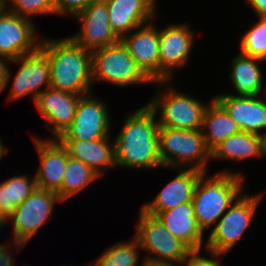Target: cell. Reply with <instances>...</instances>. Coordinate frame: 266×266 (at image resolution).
Instances as JSON below:
<instances>
[{"label": "cell", "instance_id": "25", "mask_svg": "<svg viewBox=\"0 0 266 266\" xmlns=\"http://www.w3.org/2000/svg\"><path fill=\"white\" fill-rule=\"evenodd\" d=\"M201 131L206 147L212 152L222 141L241 130L225 108L212 97L203 115Z\"/></svg>", "mask_w": 266, "mask_h": 266}, {"label": "cell", "instance_id": "21", "mask_svg": "<svg viewBox=\"0 0 266 266\" xmlns=\"http://www.w3.org/2000/svg\"><path fill=\"white\" fill-rule=\"evenodd\" d=\"M111 137L96 140H59L70 158L87 164L101 178L110 169H116L115 143Z\"/></svg>", "mask_w": 266, "mask_h": 266}, {"label": "cell", "instance_id": "17", "mask_svg": "<svg viewBox=\"0 0 266 266\" xmlns=\"http://www.w3.org/2000/svg\"><path fill=\"white\" fill-rule=\"evenodd\" d=\"M156 21L135 28L120 40L141 70L153 81H159V28Z\"/></svg>", "mask_w": 266, "mask_h": 266}, {"label": "cell", "instance_id": "6", "mask_svg": "<svg viewBox=\"0 0 266 266\" xmlns=\"http://www.w3.org/2000/svg\"><path fill=\"white\" fill-rule=\"evenodd\" d=\"M266 191L242 193L219 218L206 238L204 249L226 256L251 226Z\"/></svg>", "mask_w": 266, "mask_h": 266}, {"label": "cell", "instance_id": "39", "mask_svg": "<svg viewBox=\"0 0 266 266\" xmlns=\"http://www.w3.org/2000/svg\"><path fill=\"white\" fill-rule=\"evenodd\" d=\"M3 140L0 138V150H9L7 146L2 142Z\"/></svg>", "mask_w": 266, "mask_h": 266}, {"label": "cell", "instance_id": "34", "mask_svg": "<svg viewBox=\"0 0 266 266\" xmlns=\"http://www.w3.org/2000/svg\"><path fill=\"white\" fill-rule=\"evenodd\" d=\"M9 64L10 60L0 55V93H2L4 90L6 91V88L12 79L10 70L11 66Z\"/></svg>", "mask_w": 266, "mask_h": 266}, {"label": "cell", "instance_id": "32", "mask_svg": "<svg viewBox=\"0 0 266 266\" xmlns=\"http://www.w3.org/2000/svg\"><path fill=\"white\" fill-rule=\"evenodd\" d=\"M96 0H52L55 15L74 17Z\"/></svg>", "mask_w": 266, "mask_h": 266}, {"label": "cell", "instance_id": "9", "mask_svg": "<svg viewBox=\"0 0 266 266\" xmlns=\"http://www.w3.org/2000/svg\"><path fill=\"white\" fill-rule=\"evenodd\" d=\"M60 202L62 203L56 192L36 187L7 218V222L11 223L13 228L11 239L27 245L35 237L34 235L41 231L40 228L52 218L55 206Z\"/></svg>", "mask_w": 266, "mask_h": 266}, {"label": "cell", "instance_id": "41", "mask_svg": "<svg viewBox=\"0 0 266 266\" xmlns=\"http://www.w3.org/2000/svg\"><path fill=\"white\" fill-rule=\"evenodd\" d=\"M265 159H266V137H265Z\"/></svg>", "mask_w": 266, "mask_h": 266}, {"label": "cell", "instance_id": "20", "mask_svg": "<svg viewBox=\"0 0 266 266\" xmlns=\"http://www.w3.org/2000/svg\"><path fill=\"white\" fill-rule=\"evenodd\" d=\"M170 169L177 171V175L158 192L152 201L144 202L140 207L148 214L156 216L159 212L192 202L196 184L204 174L202 171L192 168Z\"/></svg>", "mask_w": 266, "mask_h": 266}, {"label": "cell", "instance_id": "1", "mask_svg": "<svg viewBox=\"0 0 266 266\" xmlns=\"http://www.w3.org/2000/svg\"><path fill=\"white\" fill-rule=\"evenodd\" d=\"M157 115L143 105L124 118L114 138L116 168L153 170L163 168L159 157Z\"/></svg>", "mask_w": 266, "mask_h": 266}, {"label": "cell", "instance_id": "24", "mask_svg": "<svg viewBox=\"0 0 266 266\" xmlns=\"http://www.w3.org/2000/svg\"><path fill=\"white\" fill-rule=\"evenodd\" d=\"M253 158H265V138L245 131L229 136L211 152L213 161L239 163Z\"/></svg>", "mask_w": 266, "mask_h": 266}, {"label": "cell", "instance_id": "10", "mask_svg": "<svg viewBox=\"0 0 266 266\" xmlns=\"http://www.w3.org/2000/svg\"><path fill=\"white\" fill-rule=\"evenodd\" d=\"M189 23H172L159 28V81H173L174 73L187 66L195 44Z\"/></svg>", "mask_w": 266, "mask_h": 266}, {"label": "cell", "instance_id": "14", "mask_svg": "<svg viewBox=\"0 0 266 266\" xmlns=\"http://www.w3.org/2000/svg\"><path fill=\"white\" fill-rule=\"evenodd\" d=\"M80 26L78 33L70 38L91 51L117 43L120 39L113 32L104 0L91 2L82 12L72 19Z\"/></svg>", "mask_w": 266, "mask_h": 266}, {"label": "cell", "instance_id": "18", "mask_svg": "<svg viewBox=\"0 0 266 266\" xmlns=\"http://www.w3.org/2000/svg\"><path fill=\"white\" fill-rule=\"evenodd\" d=\"M214 98L225 108L241 131L266 137V100L264 95L235 96L223 92Z\"/></svg>", "mask_w": 266, "mask_h": 266}, {"label": "cell", "instance_id": "40", "mask_svg": "<svg viewBox=\"0 0 266 266\" xmlns=\"http://www.w3.org/2000/svg\"><path fill=\"white\" fill-rule=\"evenodd\" d=\"M9 150H0V162L2 161L1 159H3L2 157H4V155H6Z\"/></svg>", "mask_w": 266, "mask_h": 266}, {"label": "cell", "instance_id": "2", "mask_svg": "<svg viewBox=\"0 0 266 266\" xmlns=\"http://www.w3.org/2000/svg\"><path fill=\"white\" fill-rule=\"evenodd\" d=\"M50 64V87L86 95L92 92V51L75 43L70 37H43L39 47ZM92 85V86H91Z\"/></svg>", "mask_w": 266, "mask_h": 266}, {"label": "cell", "instance_id": "27", "mask_svg": "<svg viewBox=\"0 0 266 266\" xmlns=\"http://www.w3.org/2000/svg\"><path fill=\"white\" fill-rule=\"evenodd\" d=\"M37 187L35 176L13 175L0 182V211L7 218Z\"/></svg>", "mask_w": 266, "mask_h": 266}, {"label": "cell", "instance_id": "30", "mask_svg": "<svg viewBox=\"0 0 266 266\" xmlns=\"http://www.w3.org/2000/svg\"><path fill=\"white\" fill-rule=\"evenodd\" d=\"M6 9L31 20L38 15L56 16L52 0H6Z\"/></svg>", "mask_w": 266, "mask_h": 266}, {"label": "cell", "instance_id": "12", "mask_svg": "<svg viewBox=\"0 0 266 266\" xmlns=\"http://www.w3.org/2000/svg\"><path fill=\"white\" fill-rule=\"evenodd\" d=\"M10 63L19 66V68L13 76V84L7 96L8 101L13 102L32 95L35 102L37 96L50 87L49 59L40 48L32 53L10 60Z\"/></svg>", "mask_w": 266, "mask_h": 266}, {"label": "cell", "instance_id": "15", "mask_svg": "<svg viewBox=\"0 0 266 266\" xmlns=\"http://www.w3.org/2000/svg\"><path fill=\"white\" fill-rule=\"evenodd\" d=\"M81 96L51 87L37 96L34 107L45 119V127L52 132L48 139H58L71 125Z\"/></svg>", "mask_w": 266, "mask_h": 266}, {"label": "cell", "instance_id": "28", "mask_svg": "<svg viewBox=\"0 0 266 266\" xmlns=\"http://www.w3.org/2000/svg\"><path fill=\"white\" fill-rule=\"evenodd\" d=\"M141 246L133 235L129 241H120L111 245L88 266H142L139 265Z\"/></svg>", "mask_w": 266, "mask_h": 266}, {"label": "cell", "instance_id": "7", "mask_svg": "<svg viewBox=\"0 0 266 266\" xmlns=\"http://www.w3.org/2000/svg\"><path fill=\"white\" fill-rule=\"evenodd\" d=\"M91 67L94 84L104 82L118 88L154 84L135 63L121 40L93 50Z\"/></svg>", "mask_w": 266, "mask_h": 266}, {"label": "cell", "instance_id": "11", "mask_svg": "<svg viewBox=\"0 0 266 266\" xmlns=\"http://www.w3.org/2000/svg\"><path fill=\"white\" fill-rule=\"evenodd\" d=\"M82 95L71 125L58 140H96L110 137L111 114L109 104L92 94Z\"/></svg>", "mask_w": 266, "mask_h": 266}, {"label": "cell", "instance_id": "16", "mask_svg": "<svg viewBox=\"0 0 266 266\" xmlns=\"http://www.w3.org/2000/svg\"><path fill=\"white\" fill-rule=\"evenodd\" d=\"M32 139L40 160L34 175L37 187L57 192L61 188L69 157L67 149L58 139H42L39 136H32Z\"/></svg>", "mask_w": 266, "mask_h": 266}, {"label": "cell", "instance_id": "5", "mask_svg": "<svg viewBox=\"0 0 266 266\" xmlns=\"http://www.w3.org/2000/svg\"><path fill=\"white\" fill-rule=\"evenodd\" d=\"M159 157L164 169L192 168L209 172L211 152L205 144L201 129H171L160 127L158 133Z\"/></svg>", "mask_w": 266, "mask_h": 266}, {"label": "cell", "instance_id": "8", "mask_svg": "<svg viewBox=\"0 0 266 266\" xmlns=\"http://www.w3.org/2000/svg\"><path fill=\"white\" fill-rule=\"evenodd\" d=\"M134 236L141 250L146 251L144 261L151 263L173 264L180 266L191 251L184 243L176 239L157 218L141 208Z\"/></svg>", "mask_w": 266, "mask_h": 266}, {"label": "cell", "instance_id": "23", "mask_svg": "<svg viewBox=\"0 0 266 266\" xmlns=\"http://www.w3.org/2000/svg\"><path fill=\"white\" fill-rule=\"evenodd\" d=\"M156 216L164 227L190 250H199L205 246V233L197 225L192 202L159 212Z\"/></svg>", "mask_w": 266, "mask_h": 266}, {"label": "cell", "instance_id": "29", "mask_svg": "<svg viewBox=\"0 0 266 266\" xmlns=\"http://www.w3.org/2000/svg\"><path fill=\"white\" fill-rule=\"evenodd\" d=\"M257 19L252 27L241 33L240 52L266 61V18Z\"/></svg>", "mask_w": 266, "mask_h": 266}, {"label": "cell", "instance_id": "37", "mask_svg": "<svg viewBox=\"0 0 266 266\" xmlns=\"http://www.w3.org/2000/svg\"><path fill=\"white\" fill-rule=\"evenodd\" d=\"M6 223H7V217L4 216V214L0 211V231L5 228L3 226L7 225Z\"/></svg>", "mask_w": 266, "mask_h": 266}, {"label": "cell", "instance_id": "35", "mask_svg": "<svg viewBox=\"0 0 266 266\" xmlns=\"http://www.w3.org/2000/svg\"><path fill=\"white\" fill-rule=\"evenodd\" d=\"M258 17L266 18V0H246Z\"/></svg>", "mask_w": 266, "mask_h": 266}, {"label": "cell", "instance_id": "38", "mask_svg": "<svg viewBox=\"0 0 266 266\" xmlns=\"http://www.w3.org/2000/svg\"><path fill=\"white\" fill-rule=\"evenodd\" d=\"M6 10V0H0V15H2Z\"/></svg>", "mask_w": 266, "mask_h": 266}, {"label": "cell", "instance_id": "4", "mask_svg": "<svg viewBox=\"0 0 266 266\" xmlns=\"http://www.w3.org/2000/svg\"><path fill=\"white\" fill-rule=\"evenodd\" d=\"M153 85L157 86V91L146 104L158 115L156 118L159 127L201 129L203 115L210 102L179 91L178 87H174L172 81H157Z\"/></svg>", "mask_w": 266, "mask_h": 266}, {"label": "cell", "instance_id": "33", "mask_svg": "<svg viewBox=\"0 0 266 266\" xmlns=\"http://www.w3.org/2000/svg\"><path fill=\"white\" fill-rule=\"evenodd\" d=\"M6 241L8 242L6 243L4 242L3 244L2 243L0 244V266H14L15 265L14 260H16V259H13L15 258V255H14L15 251H13L15 250L14 248H16V251H18L20 249L22 250L26 245L23 243L16 242L15 240L12 241V239L10 240V238L7 239Z\"/></svg>", "mask_w": 266, "mask_h": 266}, {"label": "cell", "instance_id": "22", "mask_svg": "<svg viewBox=\"0 0 266 266\" xmlns=\"http://www.w3.org/2000/svg\"><path fill=\"white\" fill-rule=\"evenodd\" d=\"M262 62H265V60L244 55L240 51L236 56L232 57L228 78L233 85V93L230 92L229 94L235 96H261L263 91L266 93V87H264L266 86L265 72L261 68L262 66L259 65Z\"/></svg>", "mask_w": 266, "mask_h": 266}, {"label": "cell", "instance_id": "31", "mask_svg": "<svg viewBox=\"0 0 266 266\" xmlns=\"http://www.w3.org/2000/svg\"><path fill=\"white\" fill-rule=\"evenodd\" d=\"M205 252H208V257L205 255L202 256L199 250H191L187 257L181 262L180 266H223L221 264V261L223 260L225 256L217 254L214 251L203 249ZM211 256V257H210Z\"/></svg>", "mask_w": 266, "mask_h": 266}, {"label": "cell", "instance_id": "13", "mask_svg": "<svg viewBox=\"0 0 266 266\" xmlns=\"http://www.w3.org/2000/svg\"><path fill=\"white\" fill-rule=\"evenodd\" d=\"M33 20L6 10L0 15V55L13 60L36 51L43 36Z\"/></svg>", "mask_w": 266, "mask_h": 266}, {"label": "cell", "instance_id": "19", "mask_svg": "<svg viewBox=\"0 0 266 266\" xmlns=\"http://www.w3.org/2000/svg\"><path fill=\"white\" fill-rule=\"evenodd\" d=\"M104 1L110 26L119 39L130 34L135 28L156 20L158 16L157 0Z\"/></svg>", "mask_w": 266, "mask_h": 266}, {"label": "cell", "instance_id": "26", "mask_svg": "<svg viewBox=\"0 0 266 266\" xmlns=\"http://www.w3.org/2000/svg\"><path fill=\"white\" fill-rule=\"evenodd\" d=\"M101 178L87 164L68 157L61 188L56 192L62 202L84 191Z\"/></svg>", "mask_w": 266, "mask_h": 266}, {"label": "cell", "instance_id": "3", "mask_svg": "<svg viewBox=\"0 0 266 266\" xmlns=\"http://www.w3.org/2000/svg\"><path fill=\"white\" fill-rule=\"evenodd\" d=\"M228 169L212 175L204 173L196 184L192 204L197 225L203 233L212 229L233 202L245 192L244 173Z\"/></svg>", "mask_w": 266, "mask_h": 266}, {"label": "cell", "instance_id": "36", "mask_svg": "<svg viewBox=\"0 0 266 266\" xmlns=\"http://www.w3.org/2000/svg\"><path fill=\"white\" fill-rule=\"evenodd\" d=\"M142 266H176V265H173V264H161V263H151V262L144 261L142 259Z\"/></svg>", "mask_w": 266, "mask_h": 266}]
</instances>
